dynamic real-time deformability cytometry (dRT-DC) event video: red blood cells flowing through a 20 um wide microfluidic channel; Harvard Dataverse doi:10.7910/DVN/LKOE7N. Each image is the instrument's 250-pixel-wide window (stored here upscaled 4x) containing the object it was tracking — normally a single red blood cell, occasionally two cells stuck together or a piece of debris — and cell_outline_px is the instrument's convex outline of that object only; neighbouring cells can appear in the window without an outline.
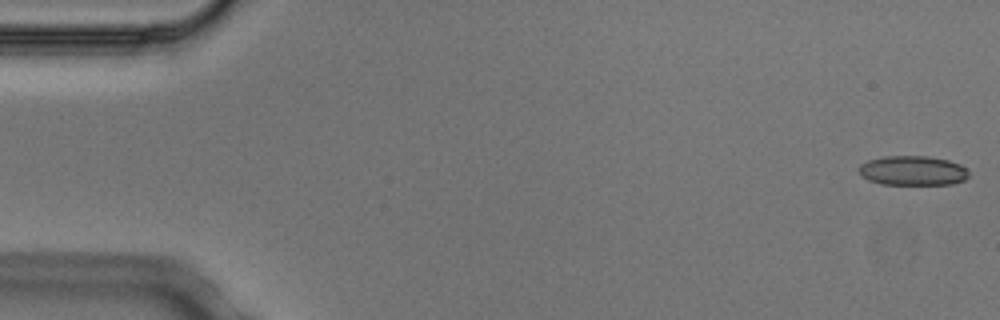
{"species": "Egyptian fruit bat (a non-hibernating species)", "species_latin": "Rousettus aegyptiacus", "temperature_condition": "cold", "stored_images_in_passage": 7, "camera_frame_rate_fps": 3000, "um_per_image_px": 0.085, "animal": {"sex": "male"}, "frame": {"image": 1, "passage_image": 1, "time_ms": 0.0, "image_size_px": [1000, 320], "cell_outline_px": [[968, 176], [964, 180], [952, 184], [880, 184], [868, 180], [860, 176], [856, 168], [860, 164], [868, 160], [884, 156], [928, 156], [948, 160], [960, 164], [968, 172]], "centroid_in_image_um": [77.52, 14.5], "position_along_channel_um": 7.5, "area_um2": 19.07}}
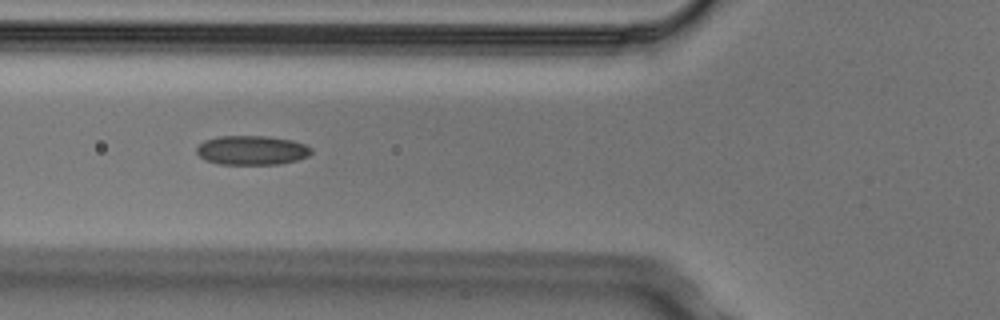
{"frame": {"image": 2, "passage_image": 6, "time_ms": 1.667, "image_size_px": [1000, 320], "cell_outline_px": [[312, 152], [308, 156], [296, 160], [280, 164], [220, 164], [204, 160], [196, 152], [196, 148], [204, 140], [220, 136], [268, 136], [292, 140], [304, 144], [312, 148]], "centroid_in_image_um": [21.4, 12.77], "position_along_channel_um": 104.4, "area_um2": 19.59}}
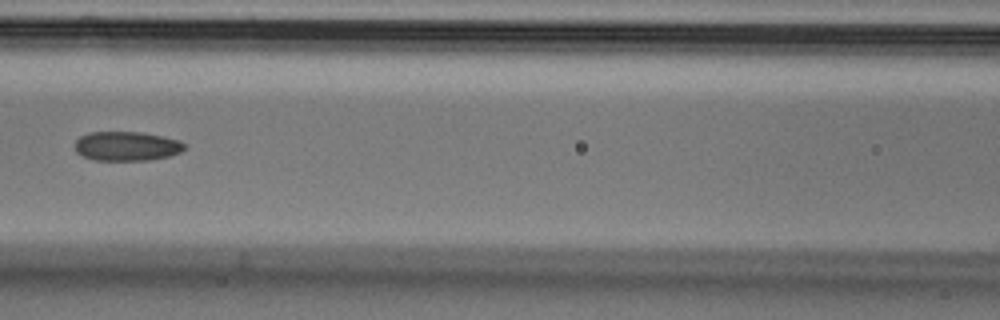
{"frame": {"image": 3, "passage_image": 7, "time_ms": 2.0, "image_size_px": [1000, 320], "cell_outline_px": [[188, 144], [180, 152], [168, 156], [148, 160], [96, 160], [84, 156], [76, 152], [76, 140], [80, 136], [88, 132], [140, 132], [180, 140]], "centroid_in_image_um": [10.78, 12.41], "position_along_channel_um": 155.8, "area_um2": 18.61}}